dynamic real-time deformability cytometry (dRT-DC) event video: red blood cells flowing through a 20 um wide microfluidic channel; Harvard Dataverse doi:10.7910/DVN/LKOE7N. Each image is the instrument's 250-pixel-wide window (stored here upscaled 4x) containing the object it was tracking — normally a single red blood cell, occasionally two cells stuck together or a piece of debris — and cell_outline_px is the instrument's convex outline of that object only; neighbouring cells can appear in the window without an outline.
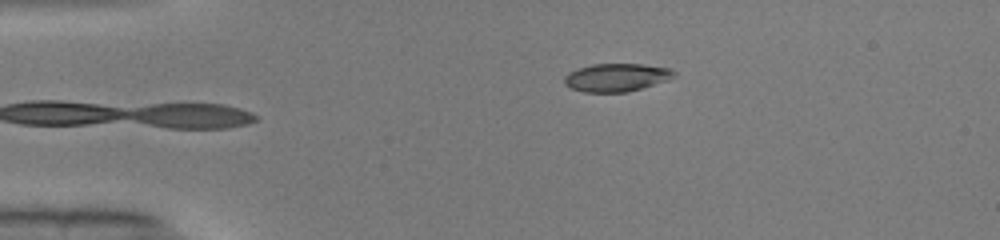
{"species": "common noctule bat (a hibernating species)", "species_latin": "Nyctalus noctula", "temperature_condition": "warm", "stored_images_in_passage": 41, "camera_frame_rate_fps": 3000, "um_per_image_px": 0.085, "animal": {"sex": "male", "body_mass_g": 19.0, "forearm_length_mm": 50.8}, "frame": {"image": 1, "passage_image": 2, "time_ms": 0.333, "image_size_px": [1000, 240], "cell_outline_px": [[676, 76], [668, 80], [628, 92], [584, 92], [572, 88], [564, 84], [564, 76], [568, 72], [592, 64], [640, 64], [672, 68], [676, 72]], "centroid_in_image_um": [52.42, 6.58], "position_along_channel_um": 32.6, "area_um2": 17.98}}
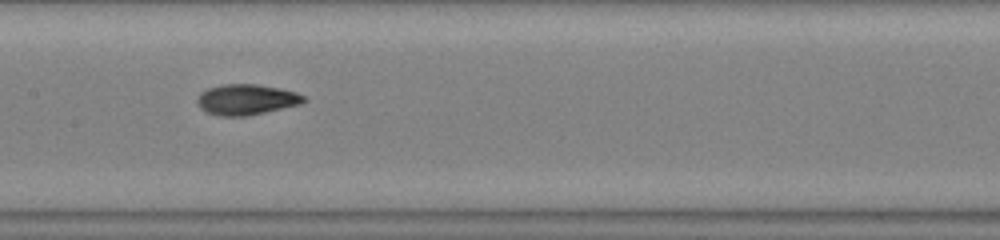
{"frame": {"image": 2, "passage_image": 17, "time_ms": 5.333, "image_size_px": [1000, 240], "cell_outline_px": [[308, 100], [300, 104], [264, 112], [244, 116], [224, 116], [208, 112], [200, 108], [196, 100], [200, 92], [208, 88], [224, 84], [256, 84], [280, 88], [296, 92], [304, 96]], "centroid_in_image_um": [20.94, 8.45], "position_along_channel_um": 186.5, "area_um2": 18.84}}
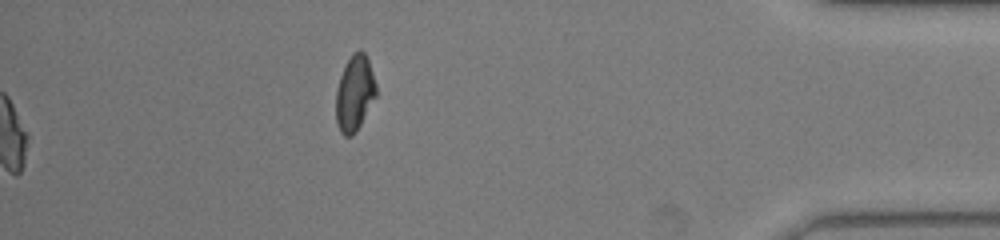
{"frame": {"image": 3, "passage_image": 36, "time_ms": 11.667, "image_size_px": [1000, 240], "cell_outline_px": [[376, 96], [356, 132], [352, 136], [344, 136], [340, 132], [336, 124], [336, 92], [340, 76], [352, 52], [360, 48], [364, 52], [368, 60], [376, 84]], "centroid_in_image_um": [30.13, 7.93], "position_along_channel_um": 405.1, "area_um2": 17.69}, "authors_computed_cell_mechanics": {"area_um2": 18.1492, "velocity_mm_per_s": 4.1162, "shape_relaxation_time_tau1_ms": null, "shape_relaxation_time_tau2_ms": 2.511, "deformation_change_tau1": null, "deformation_change_tau2": 0.0696}}